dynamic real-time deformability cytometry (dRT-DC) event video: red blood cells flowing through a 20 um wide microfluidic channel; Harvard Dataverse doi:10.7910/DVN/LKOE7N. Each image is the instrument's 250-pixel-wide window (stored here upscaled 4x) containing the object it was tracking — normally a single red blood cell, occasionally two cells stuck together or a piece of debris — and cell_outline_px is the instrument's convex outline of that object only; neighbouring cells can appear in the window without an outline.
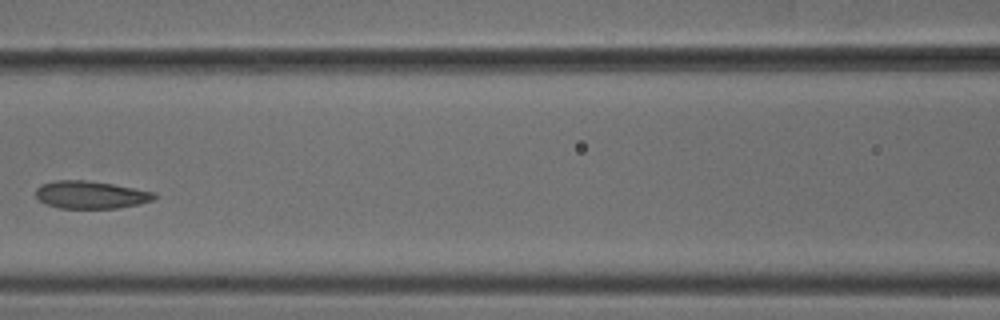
{"species": "common noctule bat (a hibernating species)", "species_latin": "Nyctalus noctula", "temperature_condition": "cold", "stored_images_in_passage": 5, "camera_frame_rate_fps": 3000, "um_per_image_px": 0.085, "animal": {"sex": "male", "body_mass_g": 18.8}, "frame": {"image": 1, "passage_image": 5, "time_ms": 1.333, "image_size_px": [1000, 320], "cell_outline_px": [[156, 196], [152, 200], [120, 208], [60, 208], [48, 204], [40, 200], [36, 196], [36, 188], [40, 184], [52, 180], [88, 180], [112, 184], [156, 192]], "centroid_in_image_um": [7.69, 16.54], "position_along_channel_um": 158.9, "area_um2": 19.02}}